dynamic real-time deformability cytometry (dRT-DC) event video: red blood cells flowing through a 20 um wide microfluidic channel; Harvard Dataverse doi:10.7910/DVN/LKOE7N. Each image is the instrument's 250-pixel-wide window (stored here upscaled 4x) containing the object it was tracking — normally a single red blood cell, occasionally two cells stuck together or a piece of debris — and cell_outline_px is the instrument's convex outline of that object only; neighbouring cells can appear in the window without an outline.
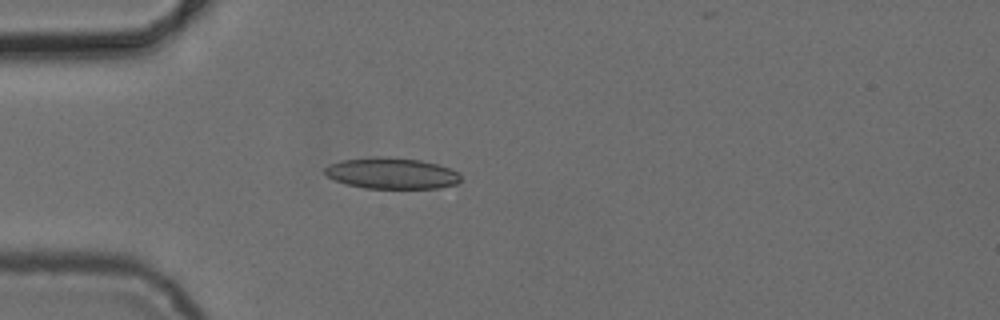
{"species": "common noctule bat (a hibernating species)", "species_latin": "Nyctalus noctula", "temperature_condition": "cold", "stored_images_in_passage": 2, "camera_frame_rate_fps": 3000, "um_per_image_px": 0.085, "animal": {"sex": "female", "body_mass_g": 24.6, "forearm_length_mm": 56.2}, "frame": {"image": 1, "passage_image": 1, "time_ms": 0.0, "image_size_px": [1000, 320], "cell_outline_px": [[464, 180], [456, 184], [436, 188], [364, 188], [348, 184], [336, 180], [328, 176], [324, 172], [324, 168], [328, 164], [340, 160], [376, 156], [388, 156], [420, 160], [436, 164], [448, 168], [456, 172]], "centroid_in_image_um": [33.27, 14.72], "position_along_channel_um": 51.7, "area_um2": 24.68}}